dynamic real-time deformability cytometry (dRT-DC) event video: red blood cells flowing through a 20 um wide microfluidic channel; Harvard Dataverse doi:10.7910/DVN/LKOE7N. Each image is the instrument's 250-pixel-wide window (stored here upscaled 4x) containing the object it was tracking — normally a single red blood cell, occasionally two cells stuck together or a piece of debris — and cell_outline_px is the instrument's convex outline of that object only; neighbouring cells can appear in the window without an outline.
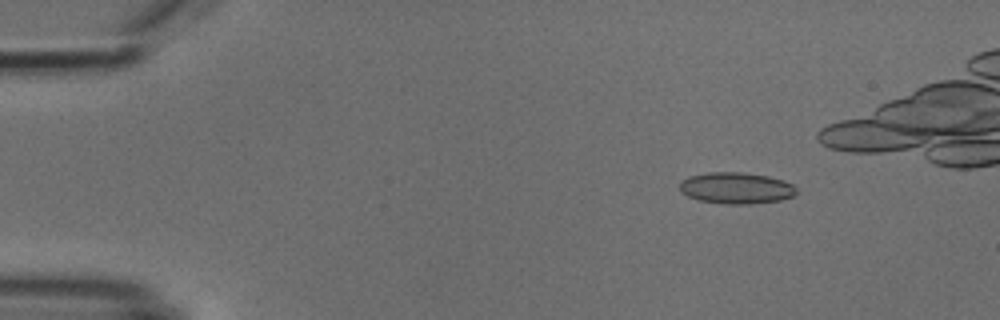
{"species": "common noctule bat (a hibernating species)", "species_latin": "Nyctalus noctula", "temperature_condition": "cold", "stored_images_in_passage": 6, "camera_frame_rate_fps": 3000, "um_per_image_px": 0.085, "animal": {"sex": "male", "body_mass_g": 18.8}, "frame": {"image": 1, "passage_image": 3, "time_ms": 2.333, "image_size_px": [1000, 320], "cell_outline_px": [[796, 192], [792, 196], [780, 200], [752, 204], [724, 204], [700, 200], [688, 196], [680, 192], [680, 180], [688, 176], [708, 172], [740, 172], [768, 176], [784, 180], [792, 184], [796, 188]], "centroid_in_image_um": [62.55, 15.98], "position_along_channel_um": 22.5, "area_um2": 21.44}}